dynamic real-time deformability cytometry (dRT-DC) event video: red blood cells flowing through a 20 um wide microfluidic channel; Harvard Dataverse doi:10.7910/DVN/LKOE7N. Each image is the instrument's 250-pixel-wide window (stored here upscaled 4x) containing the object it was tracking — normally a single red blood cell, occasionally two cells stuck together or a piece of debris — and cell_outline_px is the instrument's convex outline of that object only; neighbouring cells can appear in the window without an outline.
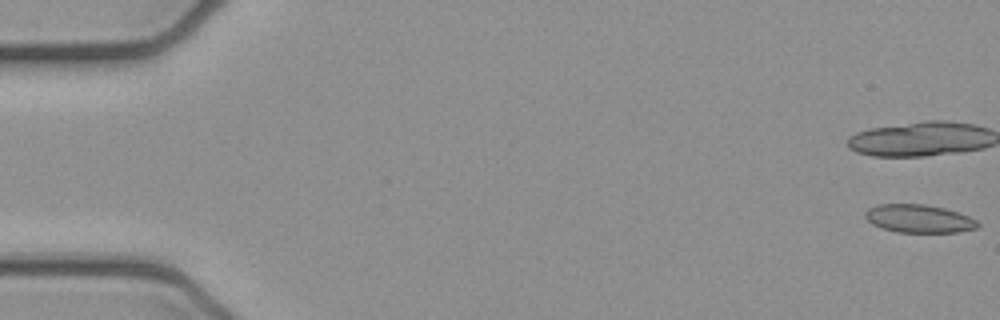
{"species": "common noctule bat (a hibernating species)", "species_latin": "Nyctalus noctula", "temperature_condition": "cold", "stored_images_in_passage": 51, "camera_frame_rate_fps": 3000, "um_per_image_px": 0.085, "animal": {"sex": "female", "body_mass_g": 21.9}, "frame": {"image": 1, "passage_image": 1, "time_ms": 0.0, "image_size_px": [1000, 320], "cell_outline_px": [[980, 224], [976, 228], [960, 232], [896, 232], [880, 228], [872, 224], [864, 216], [864, 212], [868, 208], [876, 204], [924, 204], [944, 208], [968, 216], [976, 220]], "centroid_in_image_um": [78.06, 18.58], "position_along_channel_um": 6.9, "area_um2": 18.5}, "authors_computed_cell_mechanics": {"area_um2": 18.9006, "velocity_mm_per_s": 3.9345, "shape_relaxation_time_tau1_ms": null, "shape_relaxation_time_tau2_ms": 1.5929, "deformation_change_tau1": null, "deformation_change_tau2": 0.0537}}